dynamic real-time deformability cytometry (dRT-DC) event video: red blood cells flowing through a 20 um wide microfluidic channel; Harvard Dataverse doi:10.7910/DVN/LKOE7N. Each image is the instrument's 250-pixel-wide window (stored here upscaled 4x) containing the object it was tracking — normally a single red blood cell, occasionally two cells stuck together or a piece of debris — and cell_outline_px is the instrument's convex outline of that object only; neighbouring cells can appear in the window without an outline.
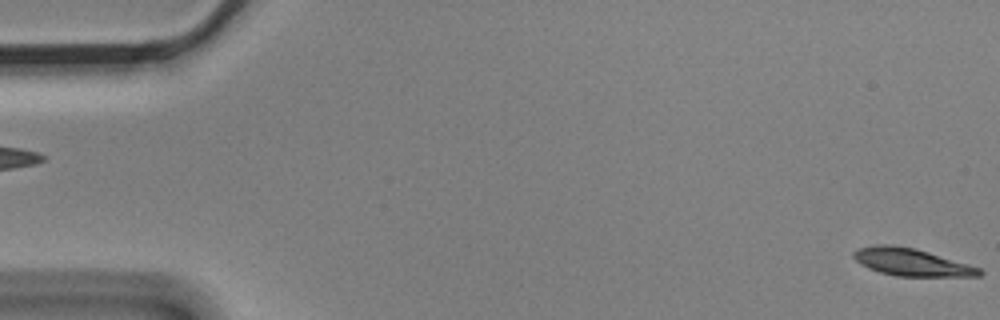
{"species": "Egyptian fruit bat (a non-hibernating species)", "species_latin": "Rousettus aegyptiacus", "temperature_condition": "cold", "stored_images_in_passage": 3, "camera_frame_rate_fps": 3000, "um_per_image_px": 0.085, "animal": {"sex": "male"}, "frame": {"image": 1, "passage_image": 1, "time_ms": 0.0, "image_size_px": [1000, 320], "cell_outline_px": [[984, 272], [980, 276], [896, 276], [880, 272], [868, 268], [860, 264], [852, 256], [852, 252], [860, 248], [880, 244], [892, 244], [916, 248], [968, 264], [980, 268]], "centroid_in_image_um": [77.46, 22.28], "position_along_channel_um": 7.5, "area_um2": 20.06}}